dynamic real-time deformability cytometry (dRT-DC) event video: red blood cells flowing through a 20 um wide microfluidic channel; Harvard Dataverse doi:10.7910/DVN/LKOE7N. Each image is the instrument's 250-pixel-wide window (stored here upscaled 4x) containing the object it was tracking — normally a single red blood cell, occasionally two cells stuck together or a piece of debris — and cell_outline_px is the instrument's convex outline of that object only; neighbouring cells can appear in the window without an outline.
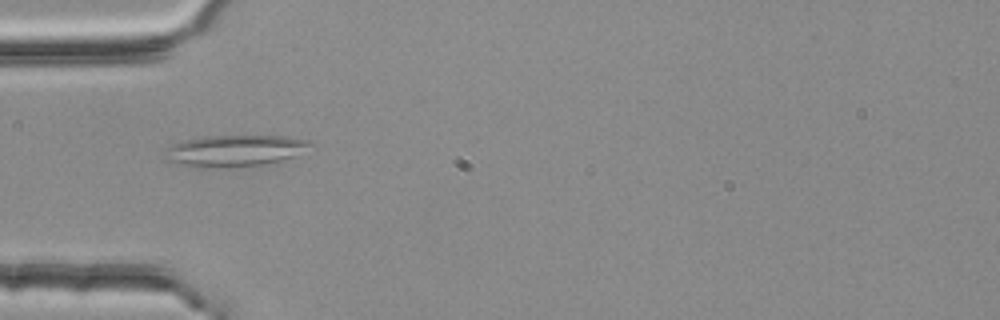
{"species": "common noctule bat (a hibernating species)", "species_latin": "Nyctalus noctula", "temperature_condition": "room temperature", "stored_images_in_passage": 3, "camera_frame_rate_fps": 3000, "um_per_image_px": 0.085, "animal": {"sex": "female", "body_mass_g": 25.1}, "frame": {"image": 1, "passage_image": 3, "time_ms": 0.667, "image_size_px": [1000, 320], "cell_outline_px": [[312, 144], [296, 156], [264, 164], [200, 168], [196, 168], [164, 160], [164, 156], [168, 148], [176, 144], [188, 140], [204, 136], [284, 136], [308, 140]], "centroid_in_image_um": [19.94, 12.81], "position_along_channel_um": 65.1, "area_um2": 26.13}}